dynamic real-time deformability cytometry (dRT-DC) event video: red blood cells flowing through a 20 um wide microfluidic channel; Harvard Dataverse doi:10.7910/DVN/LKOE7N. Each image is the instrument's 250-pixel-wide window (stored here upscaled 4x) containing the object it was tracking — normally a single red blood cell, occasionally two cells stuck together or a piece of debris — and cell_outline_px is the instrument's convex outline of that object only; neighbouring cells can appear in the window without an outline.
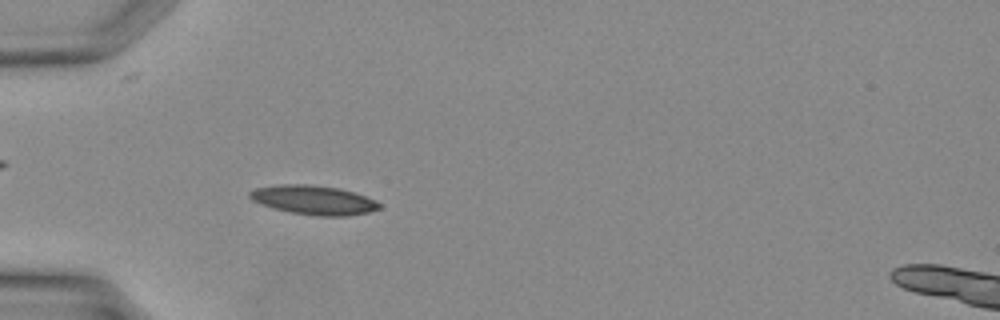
{"species": "Egyptian fruit bat (a non-hibernating species)", "species_latin": "Rousettus aegyptiacus", "temperature_condition": "warm", "stored_images_in_passage": 25, "camera_frame_rate_fps": 3000, "um_per_image_px": 0.085, "animal": {"sex": "female"}, "frame": {"image": 1, "passage_image": 5, "time_ms": 1.333, "image_size_px": [1000, 320], "cell_outline_px": [[380, 208], [368, 212], [344, 216], [320, 216], [292, 212], [272, 208], [260, 204], [252, 200], [248, 196], [248, 192], [256, 188], [280, 184], [308, 184], [336, 188], [352, 192], [376, 200], [380, 204]], "centroid_in_image_um": [26.62, 17.0], "position_along_channel_um": 58.4, "area_um2": 21.79}}
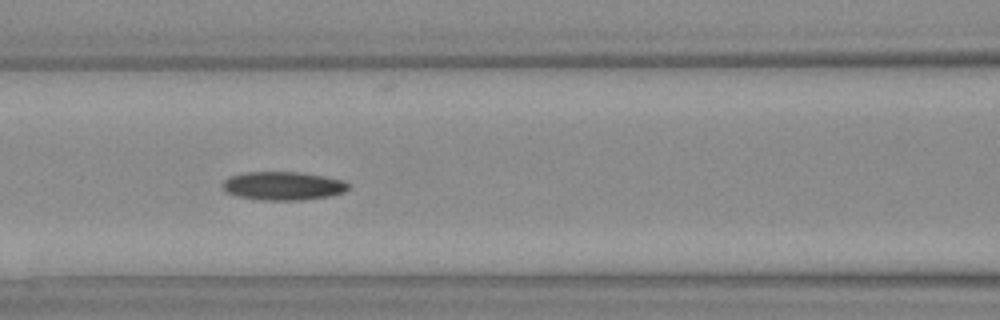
{"frame": {"image": 2, "passage_image": 10, "time_ms": 3.0, "image_size_px": [1000, 320], "cell_outline_px": [[348, 188], [344, 192], [328, 196], [300, 200], [260, 200], [236, 196], [224, 192], [220, 184], [224, 180], [232, 176], [248, 172], [296, 172], [324, 176], [344, 180], [348, 184]], "centroid_in_image_um": [24.01, 15.8], "position_along_channel_um": 142.6, "area_um2": 20.87}}
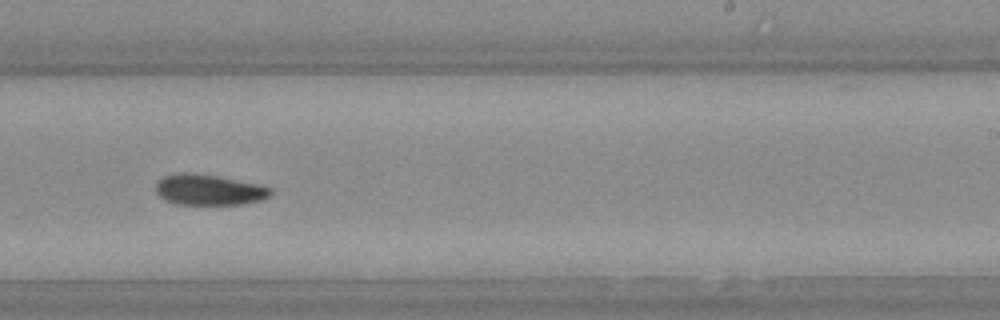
{"frame": {"image": 3, "passage_image": 17, "time_ms": 5.333, "image_size_px": [1000, 320], "cell_outline_px": [[272, 192], [268, 196], [260, 200], [240, 204], [176, 204], [160, 196], [156, 192], [156, 184], [164, 176], [176, 172], [192, 172], [216, 176], [260, 184], [272, 188]], "centroid_in_image_um": [17.75, 16.11], "position_along_channel_um": 271.2, "area_um2": 20.4}}